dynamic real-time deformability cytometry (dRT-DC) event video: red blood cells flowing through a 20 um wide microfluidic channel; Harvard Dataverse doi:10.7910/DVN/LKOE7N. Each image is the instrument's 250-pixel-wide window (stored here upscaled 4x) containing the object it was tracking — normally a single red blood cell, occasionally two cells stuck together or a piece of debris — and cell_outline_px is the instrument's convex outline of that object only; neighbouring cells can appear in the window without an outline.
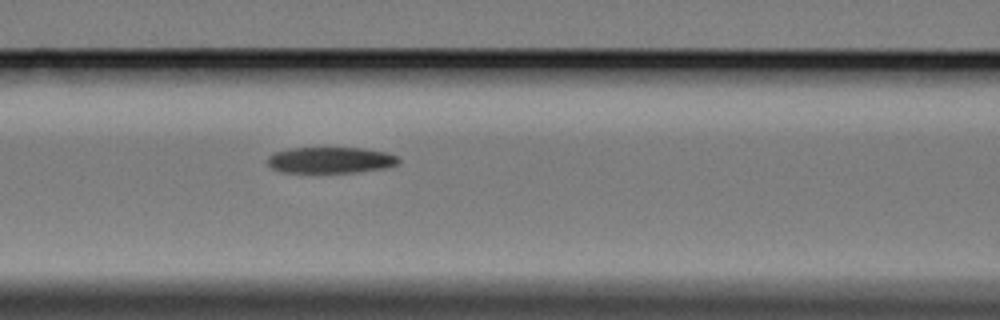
{"species": "Egyptian fruit bat (a non-hibernating species)", "species_latin": "Rousettus aegyptiacus", "temperature_condition": "cold", "stored_images_in_passage": 5, "camera_frame_rate_fps": 3000, "um_per_image_px": 0.085, "animal": {"sex": "female"}, "frame": {"image": 1, "passage_image": 5, "time_ms": 6.0, "image_size_px": [1000, 320], "cell_outline_px": [[400, 160], [396, 164], [384, 168], [356, 172], [280, 172], [272, 168], [264, 160], [272, 152], [288, 148], [364, 148], [388, 152], [396, 156]], "centroid_in_image_um": [28.03, 13.6], "position_along_channel_um": 138.6, "area_um2": 20.11}}